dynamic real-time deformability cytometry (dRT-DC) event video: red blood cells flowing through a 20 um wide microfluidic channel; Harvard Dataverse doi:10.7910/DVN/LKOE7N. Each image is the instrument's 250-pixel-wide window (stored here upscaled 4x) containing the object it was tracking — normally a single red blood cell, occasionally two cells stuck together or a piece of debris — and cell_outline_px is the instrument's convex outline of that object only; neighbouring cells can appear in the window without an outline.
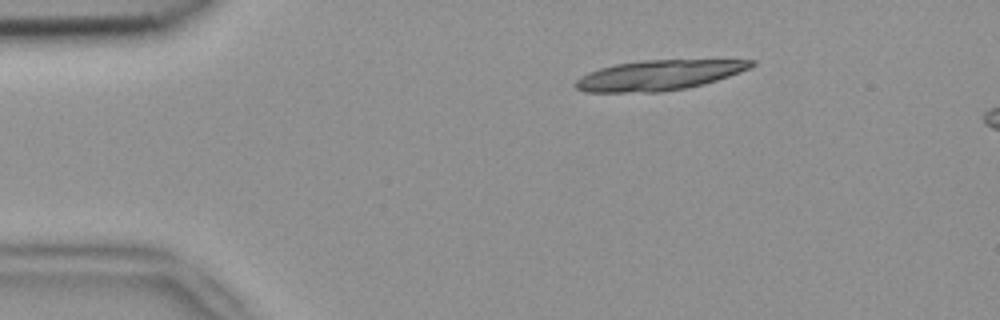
{"species": "common noctule bat (a hibernating species)", "species_latin": "Nyctalus noctula", "temperature_condition": "room temperature", "stored_images_in_passage": 4, "camera_frame_rate_fps": 3000, "um_per_image_px": 0.085, "animal": {"sex": "female", "body_mass_g": 18.4}, "frame": {"image": 1, "passage_image": 2, "time_ms": 0.333, "image_size_px": [1000, 320], "cell_outline_px": [[756, 64], [740, 72], [704, 84], [688, 88], [660, 92], [584, 92], [576, 88], [572, 84], [580, 76], [588, 72], [600, 68], [616, 64], [644, 60], [756, 60]], "centroid_in_image_um": [55.96, 6.4], "position_along_channel_um": 29.0, "area_um2": 30.81}}